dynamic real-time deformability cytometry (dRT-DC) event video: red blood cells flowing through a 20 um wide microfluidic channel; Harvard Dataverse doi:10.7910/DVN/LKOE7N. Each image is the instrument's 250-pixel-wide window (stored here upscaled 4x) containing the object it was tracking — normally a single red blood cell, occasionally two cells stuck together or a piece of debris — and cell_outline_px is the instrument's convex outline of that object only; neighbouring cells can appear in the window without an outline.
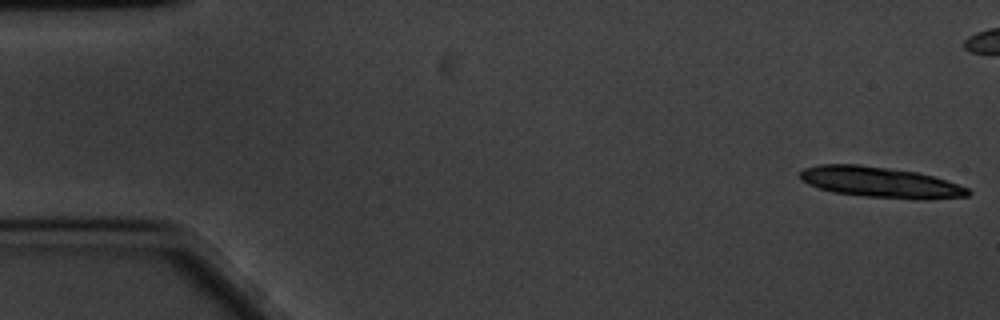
{"species": "common noctule bat (a hibernating species)", "species_latin": "Nyctalus noctula", "temperature_condition": "cold", "stored_images_in_passage": 15, "camera_frame_rate_fps": 3000, "um_per_image_px": 0.085, "animal": {"sex": "male", "body_mass_g": 20.1, "forearm_length_mm": 53.5}, "frame": {"image": 1, "passage_image": 1, "time_ms": 0.0, "image_size_px": [1000, 320], "cell_outline_px": [[972, 192], [968, 196], [928, 200], [916, 200], [864, 196], [832, 192], [808, 184], [800, 180], [800, 172], [804, 168], [820, 164], [860, 164], [916, 172], [932, 176], [968, 188]], "centroid_in_image_um": [74.82, 15.5], "position_along_channel_um": 10.2, "area_um2": 30.11}}